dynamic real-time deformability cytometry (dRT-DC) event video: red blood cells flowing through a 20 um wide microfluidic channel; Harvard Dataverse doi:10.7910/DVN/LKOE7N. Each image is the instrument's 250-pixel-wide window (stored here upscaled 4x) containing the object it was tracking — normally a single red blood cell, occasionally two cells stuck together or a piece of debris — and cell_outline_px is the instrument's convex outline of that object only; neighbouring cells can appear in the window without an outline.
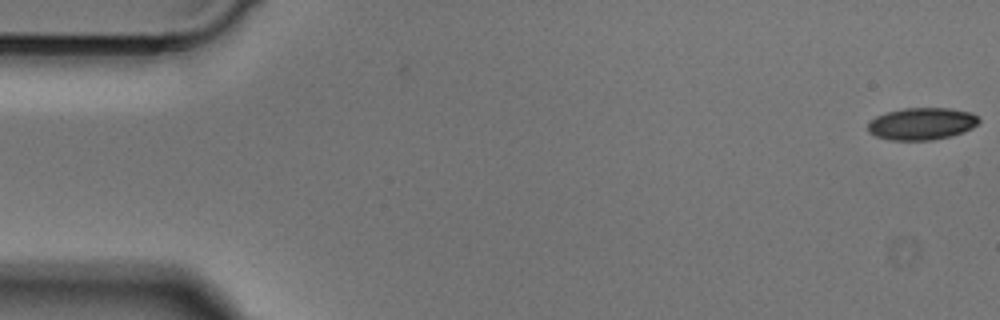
{"species": "Egyptian fruit bat (a non-hibernating species)", "species_latin": "Rousettus aegyptiacus", "temperature_condition": "cold", "stored_images_in_passage": 4, "camera_frame_rate_fps": 3000, "um_per_image_px": 0.085, "animal": {"sex": "male"}, "frame": {"image": 1, "passage_image": 4, "time_ms": 1.0, "image_size_px": [1000, 320], "cell_outline_px": [[980, 120], [972, 128], [964, 132], [952, 136], [932, 140], [888, 140], [876, 136], [868, 132], [868, 124], [876, 116], [888, 112], [904, 108], [948, 108], [972, 112]], "centroid_in_image_um": [78.36, 10.52], "position_along_channel_um": 6.6, "area_um2": 20.81}}